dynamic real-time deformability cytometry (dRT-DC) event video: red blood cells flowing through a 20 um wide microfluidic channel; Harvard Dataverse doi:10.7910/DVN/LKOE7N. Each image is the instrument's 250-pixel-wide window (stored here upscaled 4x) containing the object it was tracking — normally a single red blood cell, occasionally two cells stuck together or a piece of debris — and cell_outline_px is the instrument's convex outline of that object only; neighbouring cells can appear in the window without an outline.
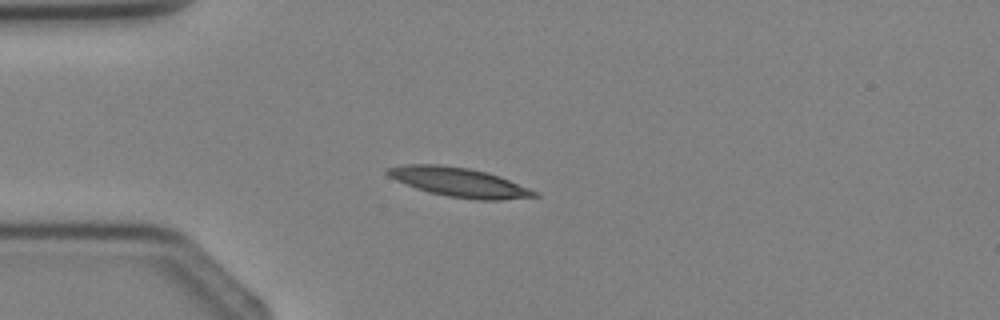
{"species": "Egyptian fruit bat (a non-hibernating species)", "species_latin": "Rousettus aegyptiacus", "temperature_condition": "cold", "stored_images_in_passage": 2, "camera_frame_rate_fps": 3000, "um_per_image_px": 0.085, "animal": {"sex": "female"}, "frame": {"image": 1, "passage_image": 2, "time_ms": 1.0, "image_size_px": [1000, 320], "cell_outline_px": [[540, 196], [500, 200], [476, 200], [448, 196], [428, 192], [416, 188], [396, 180], [388, 176], [384, 172], [384, 168], [404, 164], [440, 164], [468, 168], [488, 172], [500, 176], [540, 192]], "centroid_in_image_um": [39.03, 15.48], "position_along_channel_um": 46.0, "area_um2": 25.32}}